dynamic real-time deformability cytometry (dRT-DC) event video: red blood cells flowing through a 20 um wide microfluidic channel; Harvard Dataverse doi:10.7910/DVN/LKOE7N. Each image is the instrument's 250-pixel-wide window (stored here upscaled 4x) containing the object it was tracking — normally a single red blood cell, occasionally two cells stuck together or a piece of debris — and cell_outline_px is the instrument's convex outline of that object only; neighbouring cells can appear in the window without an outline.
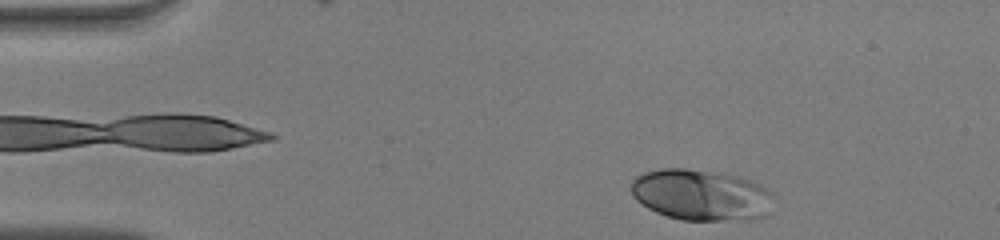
{"species": "human", "species_latin": "Homo sapiens", "temperature_condition": "warm", "stored_images_in_passage": 44, "camera_frame_rate_fps": 3000, "um_per_image_px": 0.085, "donor": {"sex": "male"}, "frame": {"image": 1, "passage_image": 1, "time_ms": 0.0, "image_size_px": [1000, 240], "cell_outline_px": [[776, 196], [772, 212], [768, 216], [752, 220], [680, 220], [656, 212], [648, 208], [636, 200], [632, 196], [632, 180], [636, 176], [644, 172], [660, 168], [684, 168], [724, 172], [740, 176], [752, 180], [768, 188]], "centroid_in_image_um": [59.7, 16.57], "position_along_channel_um": 25.3, "area_um2": 43.7}}
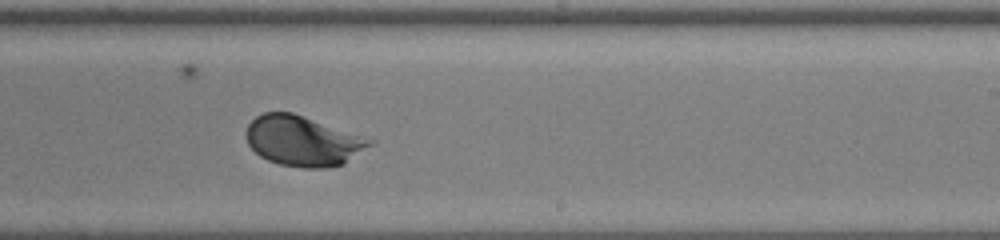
{"frame": {"image": 2, "passage_image": 25, "time_ms": 8.0, "image_size_px": [1000, 240], "cell_outline_px": [[376, 140], [372, 144], [344, 164], [328, 168], [304, 168], [280, 164], [268, 160], [260, 156], [248, 144], [244, 132], [248, 124], [256, 116], [264, 112], [292, 112]], "centroid_in_image_um": [25.73, 11.98], "position_along_channel_um": 263.3, "area_um2": 36.18}}
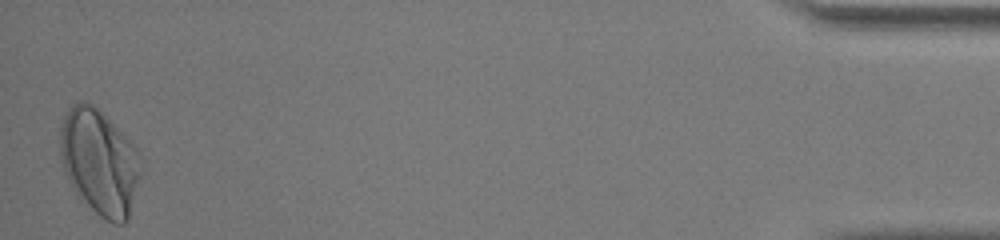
{"frame": {"image": 3, "passage_image": 44, "time_ms": 14.333, "image_size_px": [1000, 240], "cell_outline_px": [[140, 152], [136, 176], [128, 220], [124, 224], [112, 224], [100, 216], [80, 200], [76, 196], [64, 168], [60, 156], [60, 128], [64, 116], [72, 104], [80, 100], [84, 100], [92, 104]], "centroid_in_image_um": [8.38, 13.77], "position_along_channel_um": 426.8, "area_um2": 48.38}, "authors_computed_cell_mechanics": {"area_um2": 36.9342, "velocity_mm_per_s": 3.9708, "shape_relaxation_time_tau1_ms": 2.6383, "shape_relaxation_time_tau2_ms": null, "deformation_change_tau1": 0.1814, "deformation_change_tau2": null}}